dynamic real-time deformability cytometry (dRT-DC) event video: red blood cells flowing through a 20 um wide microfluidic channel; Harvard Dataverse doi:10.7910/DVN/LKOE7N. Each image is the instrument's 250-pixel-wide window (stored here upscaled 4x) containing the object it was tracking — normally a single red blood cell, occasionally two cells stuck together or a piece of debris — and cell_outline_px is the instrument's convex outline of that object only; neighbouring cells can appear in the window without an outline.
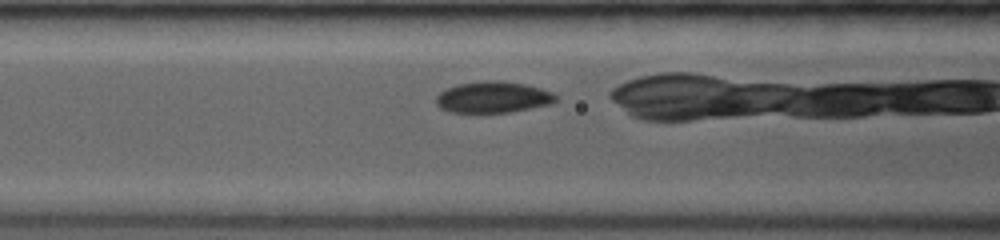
{"species": "common noctule bat (a hibernating species)", "species_latin": "Nyctalus noctula", "temperature_condition": "room temperature", "stored_images_in_passage": 16, "camera_frame_rate_fps": 3500, "um_per_image_px": 0.085, "animal": {"sex": "female", "body_mass_g": 19.0, "forearm_length_mm": 53.3}, "frame": {"image": 1, "passage_image": 3, "time_ms": 1.143, "image_size_px": [1000, 240], "cell_outline_px": [[556, 100], [552, 104], [512, 112], [448, 112], [440, 108], [436, 104], [436, 96], [440, 92], [456, 84], [484, 80], [500, 80], [524, 84], [540, 88], [552, 92], [556, 96]], "centroid_in_image_um": [41.9, 8.26], "position_along_channel_um": 124.7, "area_um2": 21.96}}
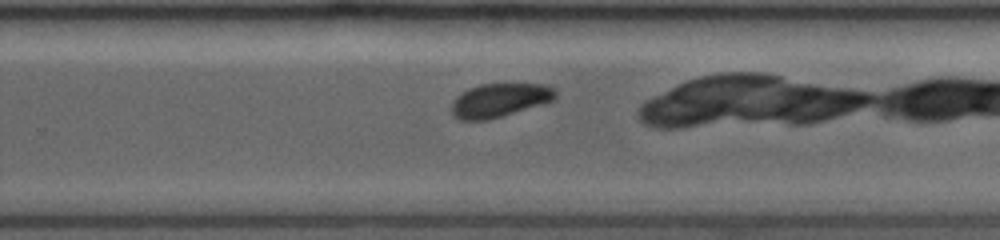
{"frame": {"image": 2, "passage_image": 12, "time_ms": 5.143, "image_size_px": [1000, 240], "cell_outline_px": [[556, 100], [544, 104], [488, 120], [460, 120], [452, 116], [452, 100], [456, 96], [468, 88], [480, 84], [548, 84], [556, 88]], "centroid_in_image_um": [42.49, 8.51], "position_along_channel_um": 287.3, "area_um2": 20.75}}